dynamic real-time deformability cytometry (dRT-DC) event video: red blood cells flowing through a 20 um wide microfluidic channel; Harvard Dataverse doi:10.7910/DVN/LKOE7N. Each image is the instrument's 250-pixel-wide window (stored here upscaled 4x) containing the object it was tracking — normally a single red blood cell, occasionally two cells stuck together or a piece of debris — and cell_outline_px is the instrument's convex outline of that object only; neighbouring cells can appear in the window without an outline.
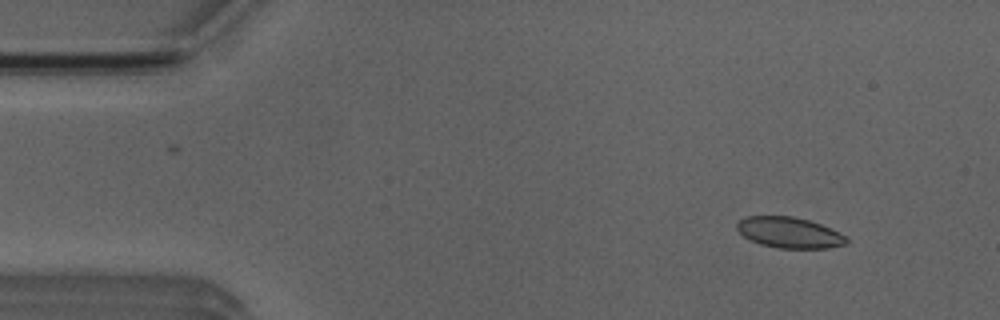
{"species": "Egyptian fruit bat (a non-hibernating species)", "species_latin": "Rousettus aegyptiacus", "temperature_condition": "room temperature", "stored_images_in_passage": 47, "camera_frame_rate_fps": 3000, "um_per_image_px": 0.085, "animal": {"sex": "male"}, "frame": {"image": 1, "passage_image": 1, "time_ms": 0.0, "image_size_px": [1000, 320], "cell_outline_px": [[848, 244], [828, 248], [776, 248], [760, 244], [744, 236], [736, 228], [736, 224], [740, 220], [748, 216], [792, 216], [808, 220], [820, 224], [844, 236], [848, 240]], "centroid_in_image_um": [67.07, 19.77], "position_along_channel_um": 17.9, "area_um2": 19.42}}
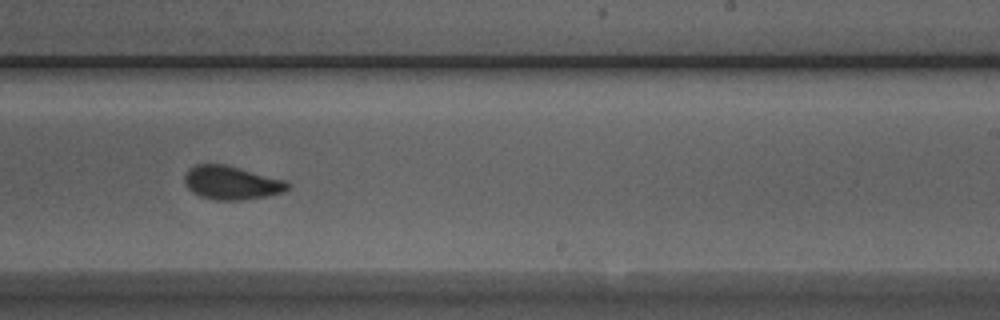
{"frame": {"image": 2, "passage_image": 27, "time_ms": 8.667, "image_size_px": [1000, 320], "cell_outline_px": [[292, 188], [284, 192], [264, 196], [240, 200], [216, 200], [200, 196], [192, 192], [184, 184], [184, 176], [188, 168], [196, 164], [224, 164], [288, 180], [292, 184]], "centroid_in_image_um": [19.71, 15.53], "position_along_channel_um": 269.3, "area_um2": 20.46}}
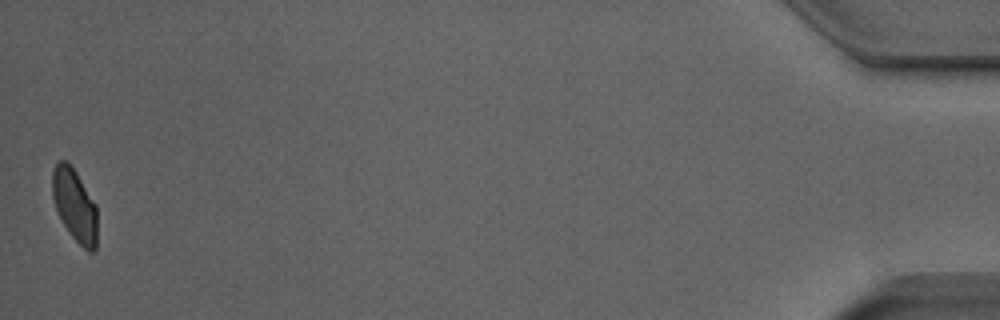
{"frame": {"image": 3, "passage_image": 47, "time_ms": 15.333, "image_size_px": [1000, 320], "cell_outline_px": [[96, 248], [92, 252], [88, 252], [72, 236], [64, 224], [56, 208], [52, 196], [52, 172], [56, 164], [60, 160], [64, 160], [76, 172], [96, 204]], "centroid_in_image_um": [6.35, 17.44], "position_along_channel_um": 428.9, "area_um2": 18.61}, "authors_computed_cell_mechanics": {"area_um2": 20.23, "velocity_mm_per_s": 3.9201, "shape_relaxation_time_tau1_ms": 2.3924, "shape_relaxation_time_tau2_ms": 1.0814, "deformation_change_tau1": 0.079, "deformation_change_tau2": 0.0514}}